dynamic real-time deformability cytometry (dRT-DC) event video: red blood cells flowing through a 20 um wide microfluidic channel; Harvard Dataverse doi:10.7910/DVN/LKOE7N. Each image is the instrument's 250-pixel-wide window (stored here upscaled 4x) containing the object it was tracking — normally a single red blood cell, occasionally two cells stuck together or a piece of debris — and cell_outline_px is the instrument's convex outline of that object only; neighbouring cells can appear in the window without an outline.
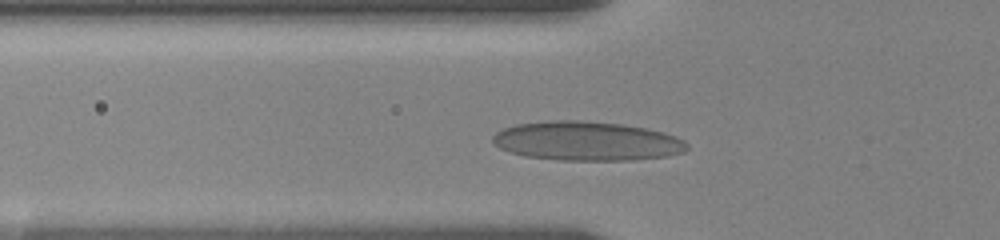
{"species": "human", "species_latin": "Homo sapiens", "temperature_condition": "room temperature", "stored_images_in_passage": 27, "camera_frame_rate_fps": 3000, "um_per_image_px": 0.085, "donor": {"sex": "female"}, "frame": {"image": 1, "passage_image": 7, "time_ms": 3.0, "image_size_px": [1000, 240], "cell_outline_px": [[688, 148], [684, 152], [668, 156], [632, 160], [560, 160], [524, 156], [508, 152], [492, 144], [492, 136], [496, 132], [504, 128], [516, 124], [552, 120], [580, 120], [620, 124], [644, 128], [664, 132], [684, 140], [688, 144]], "centroid_in_image_um": [49.85, 11.99], "position_along_channel_um": 75.9, "area_um2": 44.51}}
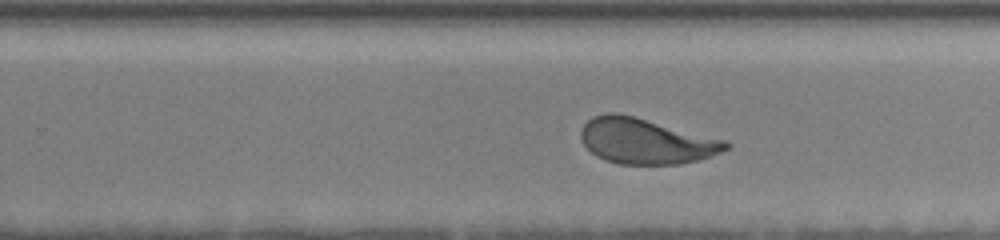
{"frame": {"image": 2, "passage_image": 17, "time_ms": 8.667, "image_size_px": [1000, 240], "cell_outline_px": [[732, 144], [728, 148], [720, 152], [696, 160], [680, 164], [620, 164], [604, 160], [596, 156], [584, 144], [580, 136], [580, 132], [584, 124], [592, 116], [608, 112], [616, 112], [636, 116], [728, 140]], "centroid_in_image_um": [54.91, 11.97], "position_along_channel_um": 274.9, "area_um2": 38.73}}
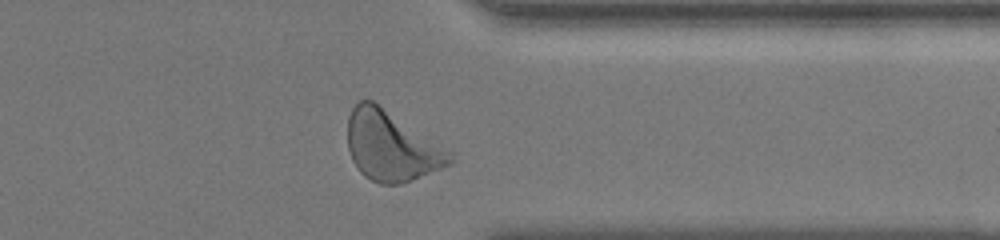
{"frame": {"image": 3, "passage_image": 25, "time_ms": 11.667, "image_size_px": [1000, 240], "cell_outline_px": [[456, 160], [452, 164], [400, 184], [380, 184], [364, 176], [360, 172], [352, 160], [348, 148], [348, 116], [352, 108], [360, 100], [372, 100], [452, 152]], "centroid_in_image_um": [33.26, 12.43], "position_along_channel_um": 378.1, "area_um2": 41.27}, "authors_computed_cell_mechanics": {"area_um2": 39.0728, "velocity_mm_per_s": 3.5015, "shape_relaxation_time_tau1_ms": 4.0094, "shape_relaxation_time_tau2_ms": null, "deformation_change_tau1": 0.1436, "deformation_change_tau2": null}}